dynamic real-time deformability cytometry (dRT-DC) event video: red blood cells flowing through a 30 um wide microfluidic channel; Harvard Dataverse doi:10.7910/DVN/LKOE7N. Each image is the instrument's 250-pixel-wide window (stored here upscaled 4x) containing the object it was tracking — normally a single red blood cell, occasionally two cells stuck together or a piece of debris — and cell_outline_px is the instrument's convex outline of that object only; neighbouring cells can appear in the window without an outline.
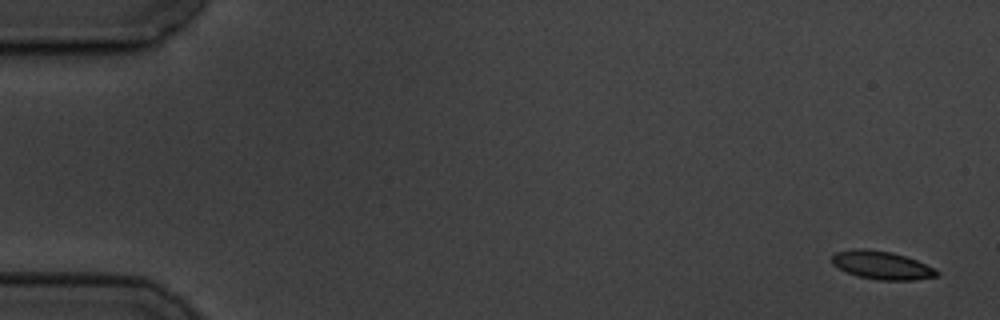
{"species": "common noctule bat (a hibernating species)", "species_latin": "Nyctalus noctula", "temperature_condition": "cold", "stored_images_in_passage": 7, "camera_frame_rate_fps": 3000, "um_per_image_px": 0.085, "animal": {"sex": "male", "body_mass_g": 19.5, "forearm_length_mm": 54.6}, "frame": {"image": 1, "passage_image": 1, "time_ms": 0.0, "image_size_px": [1000, 320], "cell_outline_px": [[940, 276], [916, 280], [876, 280], [856, 276], [832, 264], [832, 256], [836, 252], [856, 248], [868, 248], [892, 252], [916, 260], [936, 268], [940, 272]], "centroid_in_image_um": [74.99, 22.55], "position_along_channel_um": 10.0, "area_um2": 17.46}}
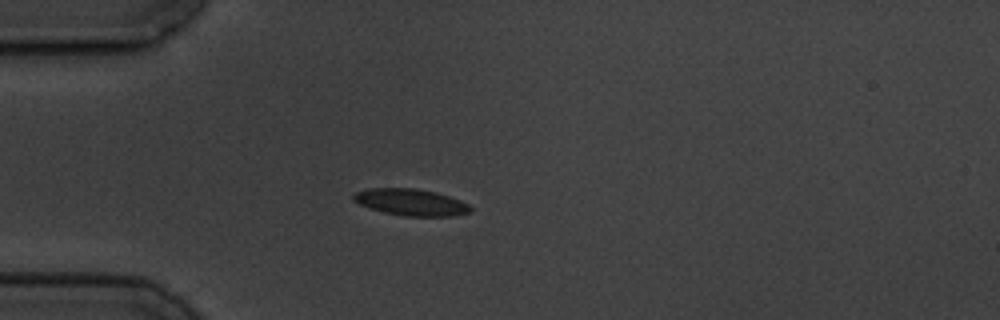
{"frame": {"image": 2, "passage_image": 5, "time_ms": 4.667, "image_size_px": [1000, 320], "cell_outline_px": [[472, 212], [456, 216], [404, 216], [384, 212], [368, 208], [352, 200], [352, 196], [356, 192], [368, 188], [412, 188], [436, 192], [460, 200], [468, 204], [472, 208]], "centroid_in_image_um": [34.93, 17.19], "position_along_channel_um": 50.1, "area_um2": 18.26}}
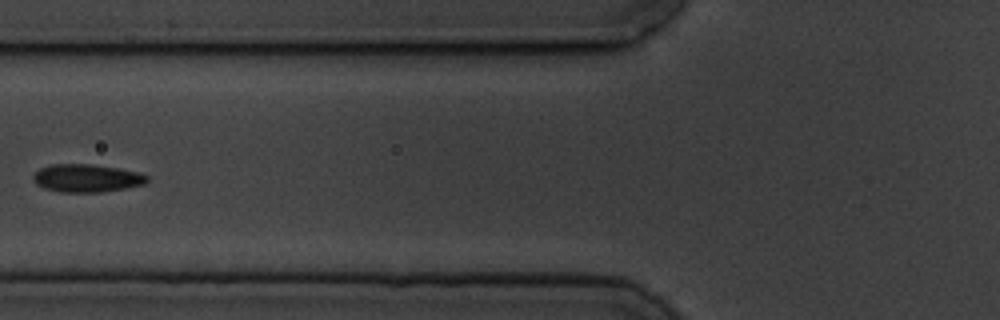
{"frame": {"image": 3, "passage_image": 7, "time_ms": 7.0, "image_size_px": [1000, 320], "cell_outline_px": [[148, 180], [144, 184], [124, 188], [100, 192], [60, 192], [44, 188], [36, 184], [32, 180], [32, 176], [40, 168], [52, 164], [92, 164], [120, 168], [140, 172], [148, 176]], "centroid_in_image_um": [7.36, 15.13], "position_along_channel_um": 118.4, "area_um2": 18.61}}